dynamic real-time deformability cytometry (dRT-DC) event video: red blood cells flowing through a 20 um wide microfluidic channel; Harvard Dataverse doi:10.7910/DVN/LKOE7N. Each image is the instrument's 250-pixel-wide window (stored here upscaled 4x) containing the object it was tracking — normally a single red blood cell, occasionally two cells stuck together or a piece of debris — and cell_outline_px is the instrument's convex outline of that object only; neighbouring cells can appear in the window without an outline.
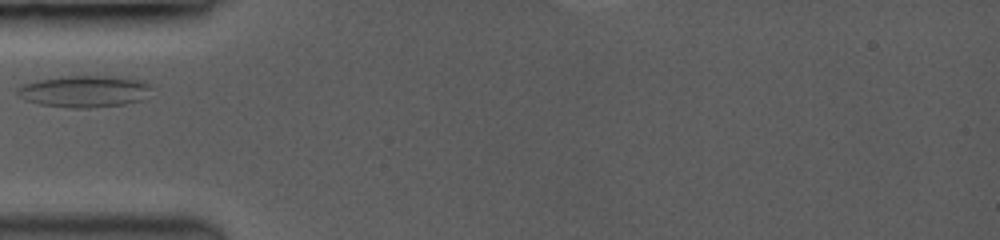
{"species": "common noctule bat (a hibernating species)", "species_latin": "Nyctalus noctula", "temperature_condition": "room temperature", "stored_images_in_passage": 35, "camera_frame_rate_fps": 3500, "um_per_image_px": 0.085, "animal": {"sex": "female", "body_mass_g": 19.0, "forearm_length_mm": 53.3}, "frame": {"image": 1, "passage_image": 1, "time_ms": 0.0, "image_size_px": [1000, 240], "cell_outline_px": [[148, 88], [140, 100], [124, 104], [84, 108], [40, 104], [28, 100], [16, 92], [16, 88], [24, 84], [40, 80], [64, 76], [116, 76], [140, 80], [148, 84]], "centroid_in_image_um": [7.14, 7.75], "position_along_channel_um": 77.9, "area_um2": 23.93}}
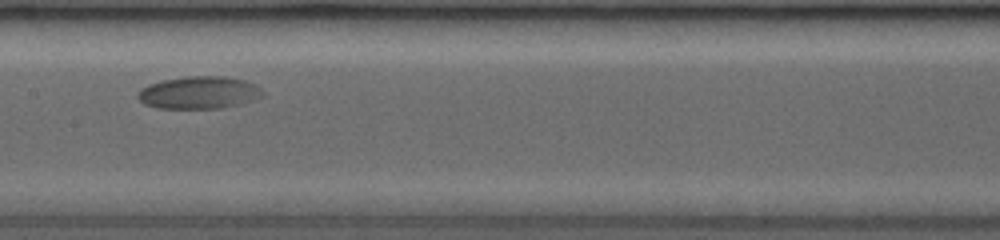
{"frame": {"image": 2, "passage_image": 11, "time_ms": 2.857, "image_size_px": [1000, 240], "cell_outline_px": [[264, 92], [260, 96], [236, 104], [216, 108], [160, 108], [144, 104], [136, 96], [140, 88], [148, 84], [164, 80], [184, 76], [224, 76], [244, 80], [260, 88]], "centroid_in_image_um": [16.83, 7.85], "position_along_channel_um": 190.6, "area_um2": 23.18}}
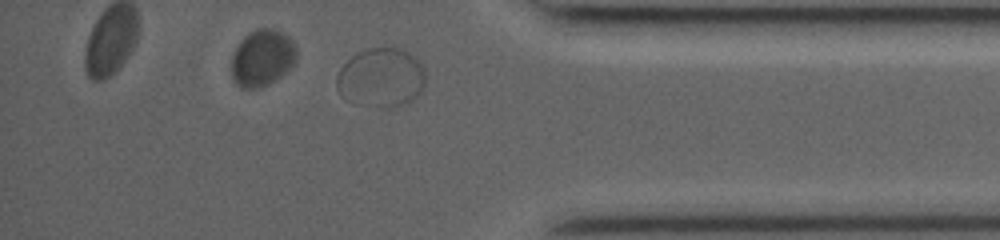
{"frame": {"image": 3, "passage_image": 32, "time_ms": 8.857, "image_size_px": [1000, 240], "cell_outline_px": [[424, 88], [416, 96], [392, 108], [380, 108], [344, 100], [340, 96], [336, 88], [336, 76], [340, 68], [352, 56], [360, 52], [372, 48], [396, 48], [408, 52], [420, 64], [424, 72]], "centroid_in_image_um": [32.34, 6.63], "position_along_channel_um": 402.9, "area_um2": 30.35}}